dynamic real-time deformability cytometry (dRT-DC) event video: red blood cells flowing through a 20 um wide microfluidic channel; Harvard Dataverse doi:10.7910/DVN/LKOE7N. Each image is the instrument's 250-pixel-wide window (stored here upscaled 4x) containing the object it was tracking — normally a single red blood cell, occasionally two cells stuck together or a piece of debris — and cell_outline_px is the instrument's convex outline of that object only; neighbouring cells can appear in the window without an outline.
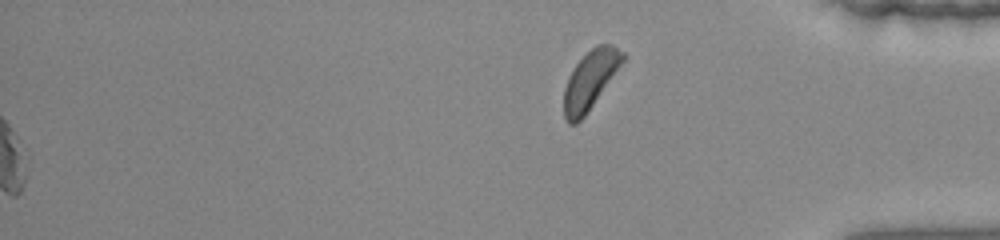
{"species": "common noctule bat (a hibernating species)", "species_latin": "Nyctalus noctula", "temperature_condition": "warm", "stored_images_in_passage": 42, "segment_of_instrument_passage": [2, 2], "camera_frame_rate_fps": 3000, "um_per_image_px": 0.085, "animal": {"sex": "female", "body_mass_g": 22.0, "forearm_length_mm": 56.7}, "frame": {"image": 1, "passage_image": 42, "time_ms": 13.667, "image_size_px": [1000, 240], "cell_outline_px": [[628, 56], [584, 116], [576, 124], [568, 124], [564, 116], [564, 88], [568, 76], [576, 64], [596, 44], [612, 44], [624, 52]], "centroid_in_image_um": [50.18, 6.78], "position_along_channel_um": 385.0, "area_um2": 19.88}}